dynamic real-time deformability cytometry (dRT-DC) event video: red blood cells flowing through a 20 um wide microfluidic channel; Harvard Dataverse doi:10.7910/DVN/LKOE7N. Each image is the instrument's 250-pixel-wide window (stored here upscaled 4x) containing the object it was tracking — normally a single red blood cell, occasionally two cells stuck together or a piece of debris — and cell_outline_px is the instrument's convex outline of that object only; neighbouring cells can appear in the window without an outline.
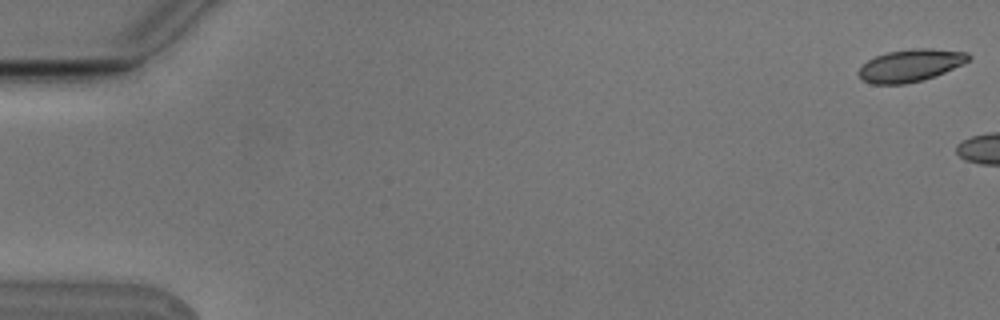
{"species": "Egyptian fruit bat (a non-hibernating species)", "species_latin": "Rousettus aegyptiacus", "temperature_condition": "cold", "stored_images_in_passage": 2, "camera_frame_rate_fps": 3000, "um_per_image_px": 0.085, "animal": {"sex": "male"}, "frame": {"image": 1, "passage_image": 1, "time_ms": 0.0, "image_size_px": [1000, 320], "cell_outline_px": [[972, 56], [964, 64], [936, 76], [904, 84], [872, 84], [864, 80], [856, 72], [868, 60], [876, 56], [888, 52], [912, 48], [932, 48], [968, 52]], "centroid_in_image_um": [77.43, 5.55], "position_along_channel_um": 7.6, "area_um2": 20.75}}